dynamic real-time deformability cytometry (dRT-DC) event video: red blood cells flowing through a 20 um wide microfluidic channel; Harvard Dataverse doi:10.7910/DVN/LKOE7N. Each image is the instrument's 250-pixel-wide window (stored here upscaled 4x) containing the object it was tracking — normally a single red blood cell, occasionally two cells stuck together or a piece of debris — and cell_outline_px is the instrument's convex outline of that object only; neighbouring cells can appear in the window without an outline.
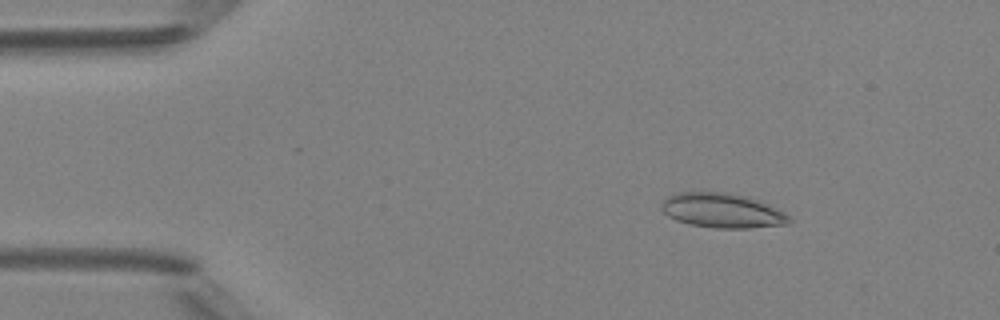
{"species": "Egyptian fruit bat (a non-hibernating species)", "species_latin": "Rousettus aegyptiacus", "temperature_condition": "room temperature", "stored_images_in_passage": 48, "camera_frame_rate_fps": 3000, "um_per_image_px": 0.085, "animal": {"sex": "female"}, "frame": {"image": 1, "passage_image": 7, "time_ms": 2.0, "image_size_px": [1000, 320], "cell_outline_px": [[792, 220], [788, 224], [748, 228], [716, 228], [688, 224], [676, 220], [668, 216], [660, 208], [660, 204], [672, 192], [724, 192], [748, 196], [784, 212]], "centroid_in_image_um": [61.34, 17.89], "position_along_channel_um": 23.7, "area_um2": 25.78}}
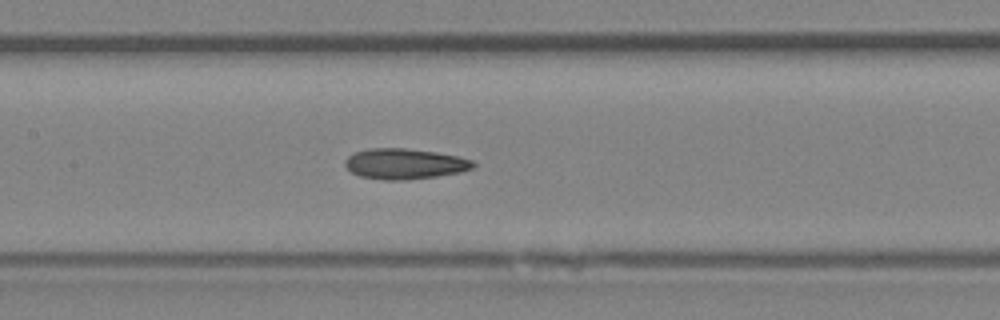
{"frame": {"image": 2, "passage_image": 23, "time_ms": 7.333, "image_size_px": [1000, 320], "cell_outline_px": [[476, 164], [472, 168], [460, 172], [436, 176], [408, 180], [384, 180], [360, 176], [352, 172], [344, 164], [344, 160], [352, 152], [368, 148], [404, 148], [436, 152], [460, 156], [472, 160]], "centroid_in_image_um": [34.38, 13.92], "position_along_channel_um": 173.0, "area_um2": 22.95}}
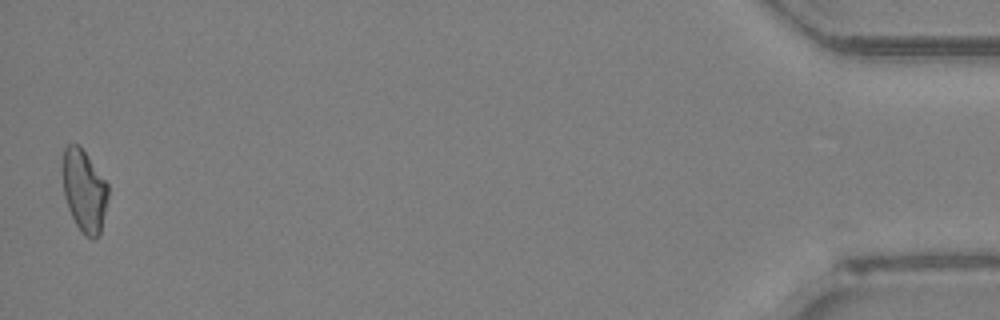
{"frame": {"image": 3, "passage_image": 48, "time_ms": 15.667, "image_size_px": [1000, 320], "cell_outline_px": [[108, 196], [100, 232], [92, 240], [84, 236], [76, 224], [68, 208], [64, 196], [64, 148], [68, 144], [76, 144], [84, 152], [108, 184]], "centroid_in_image_um": [7.17, 16.26], "position_along_channel_um": 428.0, "area_um2": 21.15}, "authors_computed_cell_mechanics": {"area_um2": 22.4264, "velocity_mm_per_s": 4.2149, "shape_relaxation_time_tau1_ms": null, "shape_relaxation_time_tau2_ms": 3.7752, "deformation_change_tau1": null, "deformation_change_tau2": 0.1045}}